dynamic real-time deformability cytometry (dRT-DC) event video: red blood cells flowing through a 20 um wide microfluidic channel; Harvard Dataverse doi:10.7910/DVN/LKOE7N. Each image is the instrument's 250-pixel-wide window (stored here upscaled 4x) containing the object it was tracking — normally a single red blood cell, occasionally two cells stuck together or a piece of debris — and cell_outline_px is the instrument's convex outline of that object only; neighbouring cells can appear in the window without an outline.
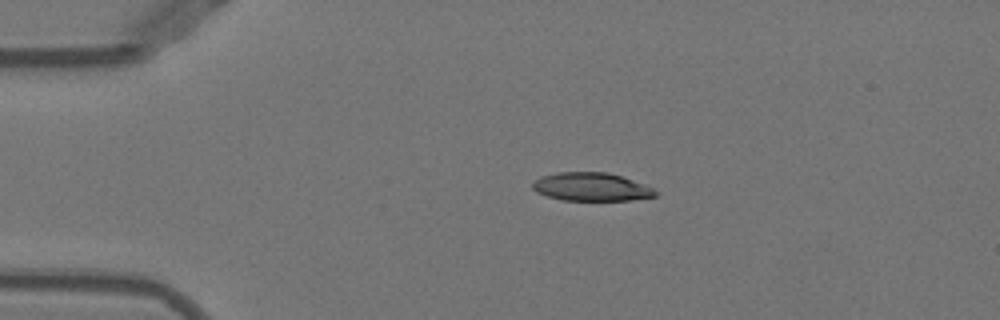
{"species": "Egyptian fruit bat (a non-hibernating species)", "species_latin": "Rousettus aegyptiacus", "temperature_condition": "warm", "stored_images_in_passage": 9, "camera_frame_rate_fps": 3000, "um_per_image_px": 0.085, "animal": {"sex": "female"}, "frame": {"image": 1, "passage_image": 1, "time_ms": 0.0, "image_size_px": [1000, 320], "cell_outline_px": [[660, 192], [656, 196], [632, 200], [560, 200], [536, 192], [532, 188], [532, 184], [540, 176], [556, 172], [608, 172], [644, 184]], "centroid_in_image_um": [50.26, 15.88], "position_along_channel_um": 34.7, "area_um2": 20.29}}
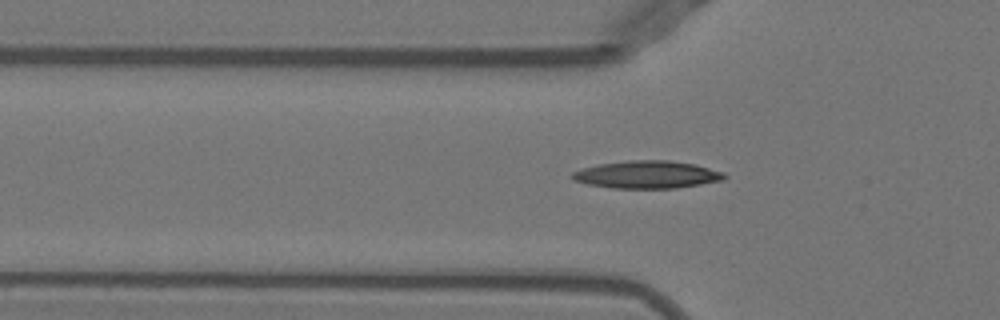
{"frame": {"image": 2, "passage_image": 7, "time_ms": 2.0, "image_size_px": [1000, 320], "cell_outline_px": [[728, 176], [724, 180], [676, 188], [612, 188], [588, 184], [572, 180], [568, 176], [572, 172], [580, 168], [600, 164], [628, 160], [668, 160], [696, 164], [724, 172]], "centroid_in_image_um": [54.98, 14.84], "position_along_channel_um": 70.8, "area_um2": 24.68}}